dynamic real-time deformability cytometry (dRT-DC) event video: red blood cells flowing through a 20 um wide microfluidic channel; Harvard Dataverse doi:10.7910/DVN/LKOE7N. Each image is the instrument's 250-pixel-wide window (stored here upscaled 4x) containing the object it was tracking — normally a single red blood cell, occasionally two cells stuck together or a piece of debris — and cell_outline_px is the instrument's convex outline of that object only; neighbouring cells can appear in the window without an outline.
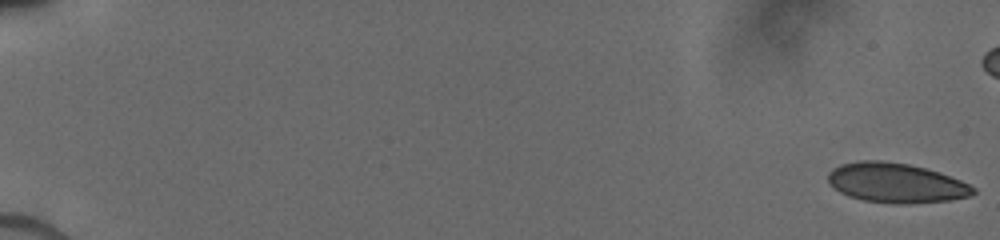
{"species": "human", "species_latin": "Homo sapiens", "temperature_condition": "cold", "stored_images_in_passage": 11, "camera_frame_rate_fps": 3000, "um_per_image_px": 0.085, "donor": {"sex": "male"}, "frame": {"image": 1, "passage_image": 1, "time_ms": 0.0, "image_size_px": [1000, 240], "cell_outline_px": [[976, 192], [968, 196], [948, 200], [908, 204], [892, 204], [864, 200], [848, 196], [840, 192], [828, 180], [828, 172], [832, 168], [840, 164], [860, 160], [884, 160], [908, 164], [940, 172], [960, 180], [976, 188]], "centroid_in_image_um": [76.15, 15.54], "position_along_channel_um": 8.9, "area_um2": 33.58}}